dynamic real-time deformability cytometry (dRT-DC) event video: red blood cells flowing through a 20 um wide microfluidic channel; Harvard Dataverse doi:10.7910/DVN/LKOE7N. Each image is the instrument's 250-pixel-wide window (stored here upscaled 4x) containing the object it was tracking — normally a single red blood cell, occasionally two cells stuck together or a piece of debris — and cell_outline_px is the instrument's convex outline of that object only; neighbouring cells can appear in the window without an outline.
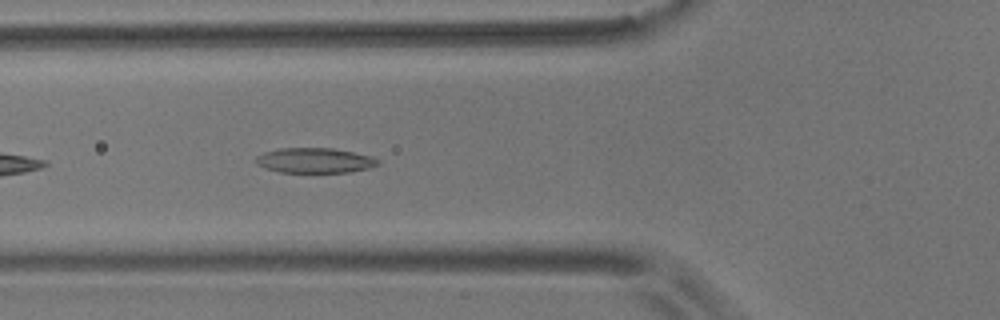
{"species": "common noctule bat (a hibernating species)", "species_latin": "Nyctalus noctula", "temperature_condition": "room temperature", "stored_images_in_passage": 10, "camera_frame_rate_fps": 3000, "um_per_image_px": 0.085, "animal": {"sex": "male", "body_mass_g": 17.9}, "frame": {"image": 1, "passage_image": 6, "time_ms": 1.667, "image_size_px": [1000, 320], "cell_outline_px": [[380, 164], [368, 168], [348, 172], [280, 172], [264, 168], [256, 164], [256, 156], [264, 152], [280, 148], [332, 148], [372, 156], [380, 160]], "centroid_in_image_um": [26.75, 13.63], "position_along_channel_um": 99.1, "area_um2": 17.8}}